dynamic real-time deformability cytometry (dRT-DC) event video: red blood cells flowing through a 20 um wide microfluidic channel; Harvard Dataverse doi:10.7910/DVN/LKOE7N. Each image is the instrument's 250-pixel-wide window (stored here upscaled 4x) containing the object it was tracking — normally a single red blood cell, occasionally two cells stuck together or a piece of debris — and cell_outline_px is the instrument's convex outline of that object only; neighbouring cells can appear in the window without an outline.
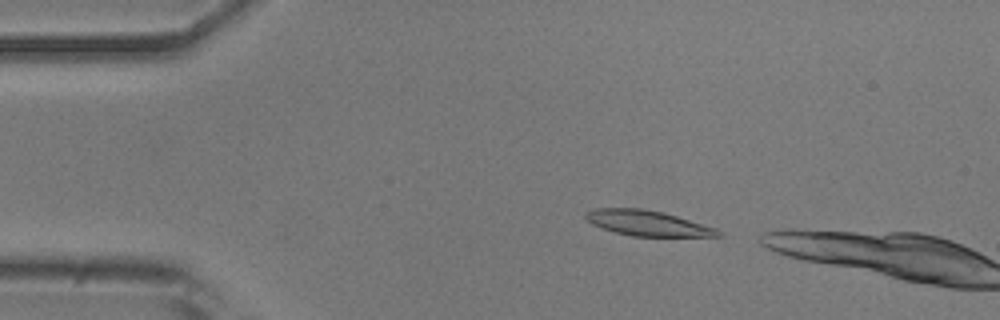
{"species": "common noctule bat (a hibernating species)", "species_latin": "Nyctalus noctula", "temperature_condition": "room temperature", "stored_images_in_passage": 5, "camera_frame_rate_fps": 3000, "um_per_image_px": 0.085, "animal": {"sex": "male", "body_mass_g": 20.5, "forearm_length_mm": 52.5}, "frame": {"image": 1, "passage_image": 2, "time_ms": 0.333, "image_size_px": [1000, 320], "cell_outline_px": [[724, 236], [632, 236], [616, 232], [592, 224], [584, 216], [584, 212], [596, 208], [640, 208], [660, 212], [676, 216], [716, 228]], "centroid_in_image_um": [55.01, 18.96], "position_along_channel_um": 30.0, "area_um2": 19.19}}